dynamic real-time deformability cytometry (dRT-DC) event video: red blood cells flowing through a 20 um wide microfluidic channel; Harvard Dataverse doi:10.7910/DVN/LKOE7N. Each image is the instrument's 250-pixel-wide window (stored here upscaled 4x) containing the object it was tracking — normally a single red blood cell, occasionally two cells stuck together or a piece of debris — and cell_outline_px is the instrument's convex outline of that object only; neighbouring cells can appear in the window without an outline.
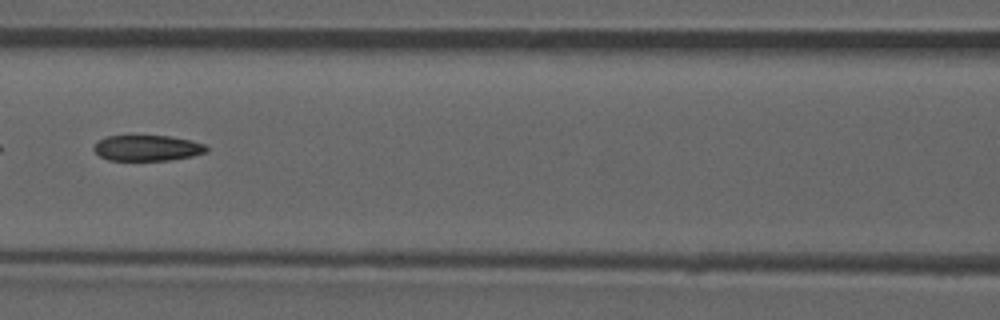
{"species": "common noctule bat (a hibernating species)", "species_latin": "Nyctalus noctula", "temperature_condition": "room temperature", "stored_images_in_passage": 20, "camera_frame_rate_fps": 3000, "um_per_image_px": 0.085, "animal": {"sex": "male", "forearm_length_mm": 52.5}, "frame": {"image": 1, "passage_image": 15, "time_ms": 4.667, "image_size_px": [1000, 320], "cell_outline_px": [[208, 152], [192, 156], [168, 160], [108, 160], [100, 156], [92, 148], [104, 136], [172, 136], [192, 140], [204, 144], [208, 148]], "centroid_in_image_um": [12.55, 12.58], "position_along_channel_um": 154.1, "area_um2": 16.88}}